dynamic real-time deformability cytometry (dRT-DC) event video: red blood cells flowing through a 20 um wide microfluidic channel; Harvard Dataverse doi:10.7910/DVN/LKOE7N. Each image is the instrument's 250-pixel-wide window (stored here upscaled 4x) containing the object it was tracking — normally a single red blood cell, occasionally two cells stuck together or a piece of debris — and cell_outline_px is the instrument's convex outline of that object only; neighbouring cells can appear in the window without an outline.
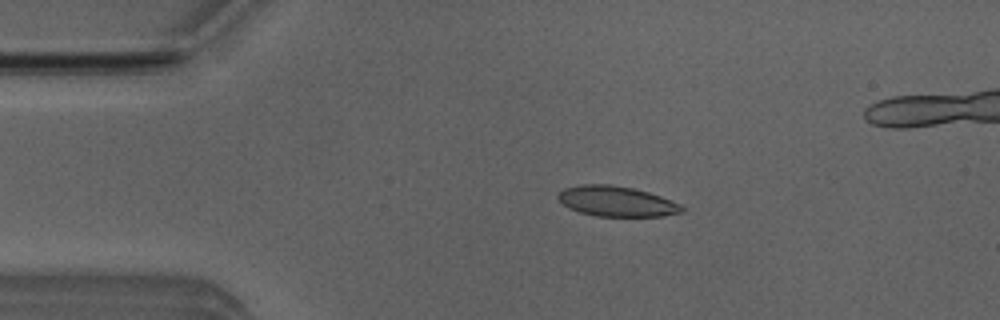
{"species": "Egyptian fruit bat (a non-hibernating species)", "species_latin": "Rousettus aegyptiacus", "temperature_condition": "room temperature", "stored_images_in_passage": 47, "camera_frame_rate_fps": 3000, "um_per_image_px": 0.085, "animal": {"sex": "male"}, "frame": {"image": 1, "passage_image": 9, "time_ms": 2.667, "image_size_px": [1000, 320], "cell_outline_px": [[684, 212], [664, 216], [596, 216], [580, 212], [568, 208], [556, 196], [564, 188], [584, 184], [608, 184], [632, 188], [648, 192], [660, 196], [680, 204], [684, 208]], "centroid_in_image_um": [52.41, 17.12], "position_along_channel_um": 32.6, "area_um2": 21.73}}
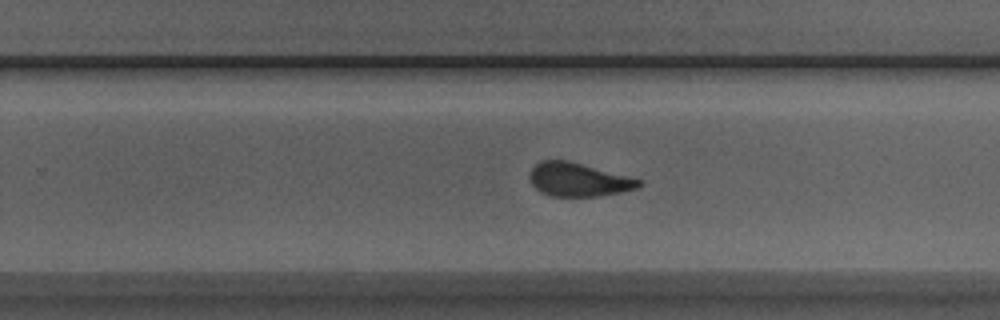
{"frame": {"image": 2, "passage_image": 31, "time_ms": 10.0, "image_size_px": [1000, 320], "cell_outline_px": [[644, 184], [636, 188], [620, 192], [600, 196], [548, 196], [540, 192], [532, 184], [528, 176], [532, 168], [540, 160], [568, 160], [644, 180]], "centroid_in_image_um": [49.17, 15.27], "position_along_channel_um": 280.6, "area_um2": 21.5}}
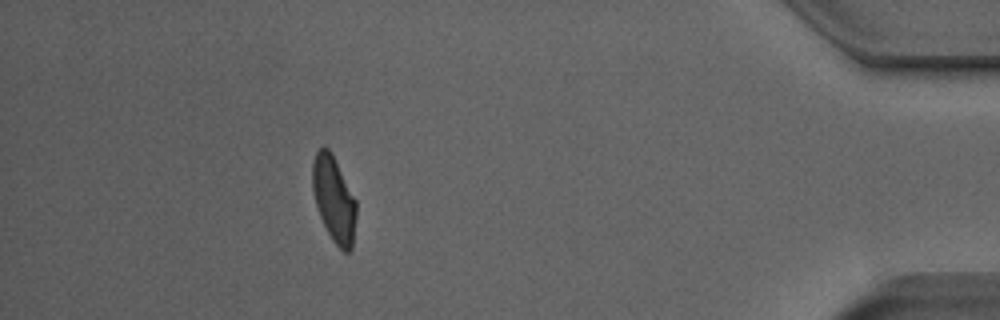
{"frame": {"image": 3, "passage_image": 45, "time_ms": 14.667, "image_size_px": [1000, 320], "cell_outline_px": [[356, 216], [352, 248], [348, 252], [344, 252], [332, 240], [320, 216], [316, 204], [312, 188], [312, 164], [316, 152], [324, 144], [332, 152], [356, 200]], "centroid_in_image_um": [28.38, 16.89], "position_along_channel_um": 406.8, "area_um2": 21.85}, "authors_computed_cell_mechanics": {"area_um2": 22.1952, "velocity_mm_per_s": 3.9363, "shape_relaxation_time_tau1_ms": 8.1693, "shape_relaxation_time_tau2_ms": 1.0494, "deformation_change_tau1": 0.2247, "deformation_change_tau2": 0.0898}}